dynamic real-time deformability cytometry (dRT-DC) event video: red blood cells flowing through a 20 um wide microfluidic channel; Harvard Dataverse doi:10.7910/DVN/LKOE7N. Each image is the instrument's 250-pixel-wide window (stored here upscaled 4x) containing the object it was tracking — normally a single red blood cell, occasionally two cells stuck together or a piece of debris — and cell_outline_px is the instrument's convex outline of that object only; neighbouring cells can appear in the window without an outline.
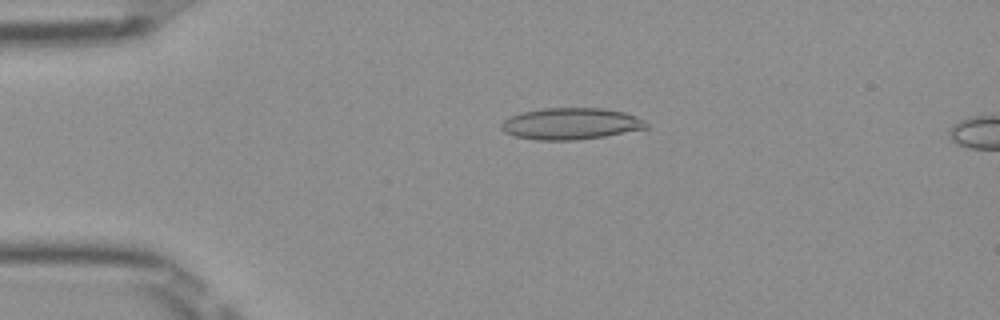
{"species": "Egyptian fruit bat (a non-hibernating species)", "species_latin": "Rousettus aegyptiacus", "temperature_condition": "room temperature", "stored_images_in_passage": 15, "camera_frame_rate_fps": 3000, "um_per_image_px": 0.085, "frame": {"image": 1, "passage_image": 11, "time_ms": 3.333, "image_size_px": [1000, 320], "cell_outline_px": [[648, 128], [604, 136], [576, 140], [540, 140], [516, 136], [504, 132], [500, 128], [500, 124], [504, 120], [512, 116], [524, 112], [544, 108], [604, 108], [624, 112], [636, 116], [644, 120], [648, 124]], "centroid_in_image_um": [48.54, 10.51], "position_along_channel_um": 36.5, "area_um2": 26.53}}